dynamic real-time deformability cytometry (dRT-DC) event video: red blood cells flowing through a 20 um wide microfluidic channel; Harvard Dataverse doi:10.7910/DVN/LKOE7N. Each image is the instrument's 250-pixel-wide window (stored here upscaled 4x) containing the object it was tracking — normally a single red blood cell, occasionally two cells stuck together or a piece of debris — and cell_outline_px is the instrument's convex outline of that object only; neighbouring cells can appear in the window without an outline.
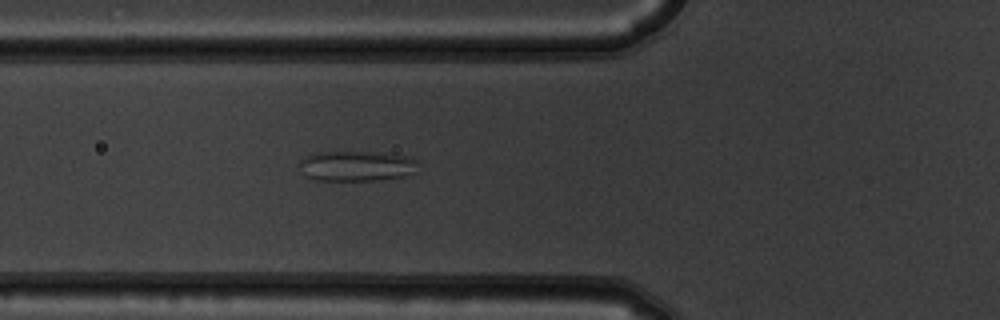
{"species": "common noctule bat (a hibernating species)", "species_latin": "Nyctalus noctula", "temperature_condition": "warm", "stored_images_in_passage": 5, "camera_frame_rate_fps": 3000, "um_per_image_px": 0.085, "animal": {"sex": "male", "body_mass_g": 19.5, "forearm_length_mm": 54.6}, "frame": {"image": 1, "passage_image": 5, "time_ms": 1.333, "image_size_px": [1000, 320], "cell_outline_px": [[416, 172], [404, 176], [376, 180], [316, 180], [308, 176], [300, 164], [300, 160], [316, 152], [364, 152], [404, 156], [416, 160]], "centroid_in_image_um": [30.32, 14.11], "position_along_channel_um": 95.5, "area_um2": 20.29}}